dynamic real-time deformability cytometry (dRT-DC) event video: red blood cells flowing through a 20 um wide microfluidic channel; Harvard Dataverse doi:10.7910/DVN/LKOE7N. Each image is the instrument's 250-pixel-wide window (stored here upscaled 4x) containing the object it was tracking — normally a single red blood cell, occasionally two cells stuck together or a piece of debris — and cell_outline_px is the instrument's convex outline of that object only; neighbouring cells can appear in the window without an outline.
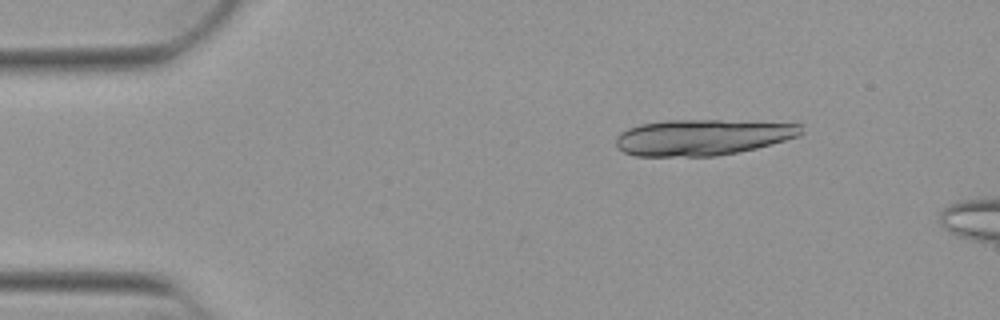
{"species": "Egyptian fruit bat (a non-hibernating species)", "species_latin": "Rousettus aegyptiacus", "temperature_condition": "warm", "stored_images_in_passage": 12, "camera_frame_rate_fps": 3000, "um_per_image_px": 0.085, "animal": {"sex": "female"}, "frame": {"image": 1, "passage_image": 7, "time_ms": 2.0, "image_size_px": [1000, 320], "cell_outline_px": [[804, 132], [800, 136], [772, 144], [756, 148], [716, 156], [636, 156], [624, 152], [616, 144], [616, 136], [620, 132], [628, 128], [640, 124], [664, 120], [720, 120], [804, 124]], "centroid_in_image_um": [59.73, 11.66], "position_along_channel_um": 25.3, "area_um2": 39.02}}